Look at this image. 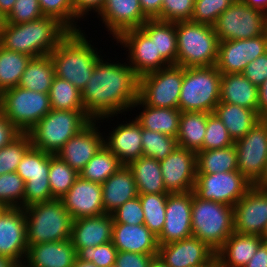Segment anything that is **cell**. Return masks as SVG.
I'll return each instance as SVG.
<instances>
[{"label": "cell", "mask_w": 267, "mask_h": 267, "mask_svg": "<svg viewBox=\"0 0 267 267\" xmlns=\"http://www.w3.org/2000/svg\"><path fill=\"white\" fill-rule=\"evenodd\" d=\"M192 191L169 193L165 208V224L157 237L158 244L180 241L192 236Z\"/></svg>", "instance_id": "20"}, {"label": "cell", "mask_w": 267, "mask_h": 267, "mask_svg": "<svg viewBox=\"0 0 267 267\" xmlns=\"http://www.w3.org/2000/svg\"><path fill=\"white\" fill-rule=\"evenodd\" d=\"M235 144L222 149L196 153L197 174H213L238 170Z\"/></svg>", "instance_id": "38"}, {"label": "cell", "mask_w": 267, "mask_h": 267, "mask_svg": "<svg viewBox=\"0 0 267 267\" xmlns=\"http://www.w3.org/2000/svg\"><path fill=\"white\" fill-rule=\"evenodd\" d=\"M192 236L215 252L234 232L233 207L199 198L192 190Z\"/></svg>", "instance_id": "6"}, {"label": "cell", "mask_w": 267, "mask_h": 267, "mask_svg": "<svg viewBox=\"0 0 267 267\" xmlns=\"http://www.w3.org/2000/svg\"><path fill=\"white\" fill-rule=\"evenodd\" d=\"M257 114L261 119H267V79L259 87Z\"/></svg>", "instance_id": "60"}, {"label": "cell", "mask_w": 267, "mask_h": 267, "mask_svg": "<svg viewBox=\"0 0 267 267\" xmlns=\"http://www.w3.org/2000/svg\"><path fill=\"white\" fill-rule=\"evenodd\" d=\"M238 171L252 184L262 175L267 162V119H261L235 141Z\"/></svg>", "instance_id": "15"}, {"label": "cell", "mask_w": 267, "mask_h": 267, "mask_svg": "<svg viewBox=\"0 0 267 267\" xmlns=\"http://www.w3.org/2000/svg\"><path fill=\"white\" fill-rule=\"evenodd\" d=\"M259 88L242 73L221 74L220 102L258 110Z\"/></svg>", "instance_id": "32"}, {"label": "cell", "mask_w": 267, "mask_h": 267, "mask_svg": "<svg viewBox=\"0 0 267 267\" xmlns=\"http://www.w3.org/2000/svg\"><path fill=\"white\" fill-rule=\"evenodd\" d=\"M246 5L267 14V0H242Z\"/></svg>", "instance_id": "61"}, {"label": "cell", "mask_w": 267, "mask_h": 267, "mask_svg": "<svg viewBox=\"0 0 267 267\" xmlns=\"http://www.w3.org/2000/svg\"><path fill=\"white\" fill-rule=\"evenodd\" d=\"M159 163L164 185L169 193H185L194 189L197 176L194 151L177 146Z\"/></svg>", "instance_id": "18"}, {"label": "cell", "mask_w": 267, "mask_h": 267, "mask_svg": "<svg viewBox=\"0 0 267 267\" xmlns=\"http://www.w3.org/2000/svg\"><path fill=\"white\" fill-rule=\"evenodd\" d=\"M98 15L114 41L122 32L140 28L149 19L139 0H105Z\"/></svg>", "instance_id": "22"}, {"label": "cell", "mask_w": 267, "mask_h": 267, "mask_svg": "<svg viewBox=\"0 0 267 267\" xmlns=\"http://www.w3.org/2000/svg\"><path fill=\"white\" fill-rule=\"evenodd\" d=\"M157 255L118 251L114 267H149Z\"/></svg>", "instance_id": "55"}, {"label": "cell", "mask_w": 267, "mask_h": 267, "mask_svg": "<svg viewBox=\"0 0 267 267\" xmlns=\"http://www.w3.org/2000/svg\"><path fill=\"white\" fill-rule=\"evenodd\" d=\"M113 224L112 215L107 213L73 220L70 241L76 252L112 241Z\"/></svg>", "instance_id": "25"}, {"label": "cell", "mask_w": 267, "mask_h": 267, "mask_svg": "<svg viewBox=\"0 0 267 267\" xmlns=\"http://www.w3.org/2000/svg\"><path fill=\"white\" fill-rule=\"evenodd\" d=\"M122 166L120 160L104 144L79 172V176L84 180L103 184Z\"/></svg>", "instance_id": "40"}, {"label": "cell", "mask_w": 267, "mask_h": 267, "mask_svg": "<svg viewBox=\"0 0 267 267\" xmlns=\"http://www.w3.org/2000/svg\"><path fill=\"white\" fill-rule=\"evenodd\" d=\"M140 106L143 109L134 119L142 128L177 138L181 115L178 108L151 107L138 98L131 107V111L136 107L140 109Z\"/></svg>", "instance_id": "31"}, {"label": "cell", "mask_w": 267, "mask_h": 267, "mask_svg": "<svg viewBox=\"0 0 267 267\" xmlns=\"http://www.w3.org/2000/svg\"><path fill=\"white\" fill-rule=\"evenodd\" d=\"M216 252L197 237L159 245L157 257L167 267H192L207 262Z\"/></svg>", "instance_id": "24"}, {"label": "cell", "mask_w": 267, "mask_h": 267, "mask_svg": "<svg viewBox=\"0 0 267 267\" xmlns=\"http://www.w3.org/2000/svg\"><path fill=\"white\" fill-rule=\"evenodd\" d=\"M148 36H155V47L170 65H177L176 22L148 19L140 27Z\"/></svg>", "instance_id": "35"}, {"label": "cell", "mask_w": 267, "mask_h": 267, "mask_svg": "<svg viewBox=\"0 0 267 267\" xmlns=\"http://www.w3.org/2000/svg\"><path fill=\"white\" fill-rule=\"evenodd\" d=\"M234 143L220 118L215 113H207L203 150L222 149Z\"/></svg>", "instance_id": "47"}, {"label": "cell", "mask_w": 267, "mask_h": 267, "mask_svg": "<svg viewBox=\"0 0 267 267\" xmlns=\"http://www.w3.org/2000/svg\"><path fill=\"white\" fill-rule=\"evenodd\" d=\"M14 267H28L25 263L16 264Z\"/></svg>", "instance_id": "70"}, {"label": "cell", "mask_w": 267, "mask_h": 267, "mask_svg": "<svg viewBox=\"0 0 267 267\" xmlns=\"http://www.w3.org/2000/svg\"><path fill=\"white\" fill-rule=\"evenodd\" d=\"M149 267H167L158 257H156Z\"/></svg>", "instance_id": "67"}, {"label": "cell", "mask_w": 267, "mask_h": 267, "mask_svg": "<svg viewBox=\"0 0 267 267\" xmlns=\"http://www.w3.org/2000/svg\"><path fill=\"white\" fill-rule=\"evenodd\" d=\"M169 193L139 194L144 214V225L158 237L165 224V208Z\"/></svg>", "instance_id": "41"}, {"label": "cell", "mask_w": 267, "mask_h": 267, "mask_svg": "<svg viewBox=\"0 0 267 267\" xmlns=\"http://www.w3.org/2000/svg\"><path fill=\"white\" fill-rule=\"evenodd\" d=\"M43 17L39 0H16L10 14L6 17V23L20 24Z\"/></svg>", "instance_id": "52"}, {"label": "cell", "mask_w": 267, "mask_h": 267, "mask_svg": "<svg viewBox=\"0 0 267 267\" xmlns=\"http://www.w3.org/2000/svg\"><path fill=\"white\" fill-rule=\"evenodd\" d=\"M261 238L263 239L265 243H267V225H266L264 232L261 235Z\"/></svg>", "instance_id": "69"}, {"label": "cell", "mask_w": 267, "mask_h": 267, "mask_svg": "<svg viewBox=\"0 0 267 267\" xmlns=\"http://www.w3.org/2000/svg\"><path fill=\"white\" fill-rule=\"evenodd\" d=\"M219 42L254 38L267 31V14L236 0L213 25Z\"/></svg>", "instance_id": "10"}, {"label": "cell", "mask_w": 267, "mask_h": 267, "mask_svg": "<svg viewBox=\"0 0 267 267\" xmlns=\"http://www.w3.org/2000/svg\"><path fill=\"white\" fill-rule=\"evenodd\" d=\"M26 233L24 208H6L0 214V256L24 263L28 252Z\"/></svg>", "instance_id": "19"}, {"label": "cell", "mask_w": 267, "mask_h": 267, "mask_svg": "<svg viewBox=\"0 0 267 267\" xmlns=\"http://www.w3.org/2000/svg\"><path fill=\"white\" fill-rule=\"evenodd\" d=\"M143 13L149 19H157L161 21V8L163 0H139Z\"/></svg>", "instance_id": "58"}, {"label": "cell", "mask_w": 267, "mask_h": 267, "mask_svg": "<svg viewBox=\"0 0 267 267\" xmlns=\"http://www.w3.org/2000/svg\"><path fill=\"white\" fill-rule=\"evenodd\" d=\"M127 166L133 173L138 194L169 193L164 185L160 163L155 158L142 155Z\"/></svg>", "instance_id": "34"}, {"label": "cell", "mask_w": 267, "mask_h": 267, "mask_svg": "<svg viewBox=\"0 0 267 267\" xmlns=\"http://www.w3.org/2000/svg\"><path fill=\"white\" fill-rule=\"evenodd\" d=\"M101 187L103 209L107 214L139 195L133 173L127 165L120 167Z\"/></svg>", "instance_id": "30"}, {"label": "cell", "mask_w": 267, "mask_h": 267, "mask_svg": "<svg viewBox=\"0 0 267 267\" xmlns=\"http://www.w3.org/2000/svg\"><path fill=\"white\" fill-rule=\"evenodd\" d=\"M79 177V173L55 154H50L49 185L53 199H61Z\"/></svg>", "instance_id": "43"}, {"label": "cell", "mask_w": 267, "mask_h": 267, "mask_svg": "<svg viewBox=\"0 0 267 267\" xmlns=\"http://www.w3.org/2000/svg\"><path fill=\"white\" fill-rule=\"evenodd\" d=\"M235 142L244 137L261 120L257 112L235 104L219 102L214 112Z\"/></svg>", "instance_id": "33"}, {"label": "cell", "mask_w": 267, "mask_h": 267, "mask_svg": "<svg viewBox=\"0 0 267 267\" xmlns=\"http://www.w3.org/2000/svg\"><path fill=\"white\" fill-rule=\"evenodd\" d=\"M176 37L177 65L184 68L216 65L219 40L213 26L178 21Z\"/></svg>", "instance_id": "4"}, {"label": "cell", "mask_w": 267, "mask_h": 267, "mask_svg": "<svg viewBox=\"0 0 267 267\" xmlns=\"http://www.w3.org/2000/svg\"><path fill=\"white\" fill-rule=\"evenodd\" d=\"M183 67L169 65L139 78V98L148 106L178 108Z\"/></svg>", "instance_id": "11"}, {"label": "cell", "mask_w": 267, "mask_h": 267, "mask_svg": "<svg viewBox=\"0 0 267 267\" xmlns=\"http://www.w3.org/2000/svg\"><path fill=\"white\" fill-rule=\"evenodd\" d=\"M39 5L44 16L56 19L69 32H74L73 0H39Z\"/></svg>", "instance_id": "48"}, {"label": "cell", "mask_w": 267, "mask_h": 267, "mask_svg": "<svg viewBox=\"0 0 267 267\" xmlns=\"http://www.w3.org/2000/svg\"><path fill=\"white\" fill-rule=\"evenodd\" d=\"M139 98V77L126 62L98 60L81 91L86 114L103 122L128 112ZM103 120V121H102Z\"/></svg>", "instance_id": "1"}, {"label": "cell", "mask_w": 267, "mask_h": 267, "mask_svg": "<svg viewBox=\"0 0 267 267\" xmlns=\"http://www.w3.org/2000/svg\"><path fill=\"white\" fill-rule=\"evenodd\" d=\"M242 74L259 88L267 79V52L248 63Z\"/></svg>", "instance_id": "54"}, {"label": "cell", "mask_w": 267, "mask_h": 267, "mask_svg": "<svg viewBox=\"0 0 267 267\" xmlns=\"http://www.w3.org/2000/svg\"><path fill=\"white\" fill-rule=\"evenodd\" d=\"M206 112H181L177 144L179 147L194 151H203L206 132Z\"/></svg>", "instance_id": "36"}, {"label": "cell", "mask_w": 267, "mask_h": 267, "mask_svg": "<svg viewBox=\"0 0 267 267\" xmlns=\"http://www.w3.org/2000/svg\"><path fill=\"white\" fill-rule=\"evenodd\" d=\"M266 52L267 31L254 38L221 41L215 66L221 74L242 73L248 63Z\"/></svg>", "instance_id": "16"}, {"label": "cell", "mask_w": 267, "mask_h": 267, "mask_svg": "<svg viewBox=\"0 0 267 267\" xmlns=\"http://www.w3.org/2000/svg\"><path fill=\"white\" fill-rule=\"evenodd\" d=\"M253 186L238 170L197 174L193 192L201 199L234 206Z\"/></svg>", "instance_id": "13"}, {"label": "cell", "mask_w": 267, "mask_h": 267, "mask_svg": "<svg viewBox=\"0 0 267 267\" xmlns=\"http://www.w3.org/2000/svg\"><path fill=\"white\" fill-rule=\"evenodd\" d=\"M112 243L118 251L158 254L157 237L144 225L114 223Z\"/></svg>", "instance_id": "28"}, {"label": "cell", "mask_w": 267, "mask_h": 267, "mask_svg": "<svg viewBox=\"0 0 267 267\" xmlns=\"http://www.w3.org/2000/svg\"><path fill=\"white\" fill-rule=\"evenodd\" d=\"M244 267H267V243L263 242Z\"/></svg>", "instance_id": "59"}, {"label": "cell", "mask_w": 267, "mask_h": 267, "mask_svg": "<svg viewBox=\"0 0 267 267\" xmlns=\"http://www.w3.org/2000/svg\"><path fill=\"white\" fill-rule=\"evenodd\" d=\"M234 232L261 236L267 225V190L254 185L233 206Z\"/></svg>", "instance_id": "17"}, {"label": "cell", "mask_w": 267, "mask_h": 267, "mask_svg": "<svg viewBox=\"0 0 267 267\" xmlns=\"http://www.w3.org/2000/svg\"><path fill=\"white\" fill-rule=\"evenodd\" d=\"M141 138L143 155L157 161L165 159L178 146L176 138L145 128H142Z\"/></svg>", "instance_id": "44"}, {"label": "cell", "mask_w": 267, "mask_h": 267, "mask_svg": "<svg viewBox=\"0 0 267 267\" xmlns=\"http://www.w3.org/2000/svg\"><path fill=\"white\" fill-rule=\"evenodd\" d=\"M100 126L98 120H92L72 136L55 155L79 173L104 145L105 135L101 133Z\"/></svg>", "instance_id": "21"}, {"label": "cell", "mask_w": 267, "mask_h": 267, "mask_svg": "<svg viewBox=\"0 0 267 267\" xmlns=\"http://www.w3.org/2000/svg\"><path fill=\"white\" fill-rule=\"evenodd\" d=\"M69 31L52 17L20 24L6 23L0 45L32 58L49 55Z\"/></svg>", "instance_id": "2"}, {"label": "cell", "mask_w": 267, "mask_h": 267, "mask_svg": "<svg viewBox=\"0 0 267 267\" xmlns=\"http://www.w3.org/2000/svg\"><path fill=\"white\" fill-rule=\"evenodd\" d=\"M124 50L129 51L126 61L140 78L170 64L156 52L155 36H148L141 28L122 32L116 39Z\"/></svg>", "instance_id": "14"}, {"label": "cell", "mask_w": 267, "mask_h": 267, "mask_svg": "<svg viewBox=\"0 0 267 267\" xmlns=\"http://www.w3.org/2000/svg\"><path fill=\"white\" fill-rule=\"evenodd\" d=\"M91 121L85 110L51 109L28 133L33 147L56 154Z\"/></svg>", "instance_id": "7"}, {"label": "cell", "mask_w": 267, "mask_h": 267, "mask_svg": "<svg viewBox=\"0 0 267 267\" xmlns=\"http://www.w3.org/2000/svg\"><path fill=\"white\" fill-rule=\"evenodd\" d=\"M220 81L221 73L216 66L183 67L178 109L213 113L220 102Z\"/></svg>", "instance_id": "8"}, {"label": "cell", "mask_w": 267, "mask_h": 267, "mask_svg": "<svg viewBox=\"0 0 267 267\" xmlns=\"http://www.w3.org/2000/svg\"><path fill=\"white\" fill-rule=\"evenodd\" d=\"M61 201L73 220L104 214L101 184L80 176Z\"/></svg>", "instance_id": "23"}, {"label": "cell", "mask_w": 267, "mask_h": 267, "mask_svg": "<svg viewBox=\"0 0 267 267\" xmlns=\"http://www.w3.org/2000/svg\"><path fill=\"white\" fill-rule=\"evenodd\" d=\"M51 109L48 93L19 86L0 93V112L21 133H28Z\"/></svg>", "instance_id": "9"}, {"label": "cell", "mask_w": 267, "mask_h": 267, "mask_svg": "<svg viewBox=\"0 0 267 267\" xmlns=\"http://www.w3.org/2000/svg\"><path fill=\"white\" fill-rule=\"evenodd\" d=\"M15 2L16 0H0V12L7 17L10 14Z\"/></svg>", "instance_id": "62"}, {"label": "cell", "mask_w": 267, "mask_h": 267, "mask_svg": "<svg viewBox=\"0 0 267 267\" xmlns=\"http://www.w3.org/2000/svg\"><path fill=\"white\" fill-rule=\"evenodd\" d=\"M118 250L112 241L96 247L82 248L77 253V258L93 262L98 267H114Z\"/></svg>", "instance_id": "50"}, {"label": "cell", "mask_w": 267, "mask_h": 267, "mask_svg": "<svg viewBox=\"0 0 267 267\" xmlns=\"http://www.w3.org/2000/svg\"><path fill=\"white\" fill-rule=\"evenodd\" d=\"M6 209V207L5 206H3V205H0V214L4 211Z\"/></svg>", "instance_id": "71"}, {"label": "cell", "mask_w": 267, "mask_h": 267, "mask_svg": "<svg viewBox=\"0 0 267 267\" xmlns=\"http://www.w3.org/2000/svg\"><path fill=\"white\" fill-rule=\"evenodd\" d=\"M5 25H6V17L0 12V38Z\"/></svg>", "instance_id": "68"}, {"label": "cell", "mask_w": 267, "mask_h": 267, "mask_svg": "<svg viewBox=\"0 0 267 267\" xmlns=\"http://www.w3.org/2000/svg\"><path fill=\"white\" fill-rule=\"evenodd\" d=\"M55 77L50 55L32 58L20 78L18 86L31 91L49 93Z\"/></svg>", "instance_id": "37"}, {"label": "cell", "mask_w": 267, "mask_h": 267, "mask_svg": "<svg viewBox=\"0 0 267 267\" xmlns=\"http://www.w3.org/2000/svg\"><path fill=\"white\" fill-rule=\"evenodd\" d=\"M21 132L0 112V149L5 147Z\"/></svg>", "instance_id": "57"}, {"label": "cell", "mask_w": 267, "mask_h": 267, "mask_svg": "<svg viewBox=\"0 0 267 267\" xmlns=\"http://www.w3.org/2000/svg\"><path fill=\"white\" fill-rule=\"evenodd\" d=\"M129 122V123H128ZM125 124H117L104 136L105 146L120 160L123 165L137 160L143 155L142 127L133 118Z\"/></svg>", "instance_id": "26"}, {"label": "cell", "mask_w": 267, "mask_h": 267, "mask_svg": "<svg viewBox=\"0 0 267 267\" xmlns=\"http://www.w3.org/2000/svg\"><path fill=\"white\" fill-rule=\"evenodd\" d=\"M50 153L31 146L17 167V174L25 181L24 208L53 200L49 185Z\"/></svg>", "instance_id": "12"}, {"label": "cell", "mask_w": 267, "mask_h": 267, "mask_svg": "<svg viewBox=\"0 0 267 267\" xmlns=\"http://www.w3.org/2000/svg\"><path fill=\"white\" fill-rule=\"evenodd\" d=\"M73 267H98L93 262L89 261H83L78 258H76Z\"/></svg>", "instance_id": "65"}, {"label": "cell", "mask_w": 267, "mask_h": 267, "mask_svg": "<svg viewBox=\"0 0 267 267\" xmlns=\"http://www.w3.org/2000/svg\"><path fill=\"white\" fill-rule=\"evenodd\" d=\"M16 265L12 260L0 256V267H14Z\"/></svg>", "instance_id": "66"}, {"label": "cell", "mask_w": 267, "mask_h": 267, "mask_svg": "<svg viewBox=\"0 0 267 267\" xmlns=\"http://www.w3.org/2000/svg\"><path fill=\"white\" fill-rule=\"evenodd\" d=\"M253 185L259 189L267 190V162L262 175Z\"/></svg>", "instance_id": "63"}, {"label": "cell", "mask_w": 267, "mask_h": 267, "mask_svg": "<svg viewBox=\"0 0 267 267\" xmlns=\"http://www.w3.org/2000/svg\"><path fill=\"white\" fill-rule=\"evenodd\" d=\"M105 0H73V9H74V32L82 31L79 25H77L78 20H85L89 11L98 14L103 8ZM78 27V28H77Z\"/></svg>", "instance_id": "56"}, {"label": "cell", "mask_w": 267, "mask_h": 267, "mask_svg": "<svg viewBox=\"0 0 267 267\" xmlns=\"http://www.w3.org/2000/svg\"><path fill=\"white\" fill-rule=\"evenodd\" d=\"M236 0H195L191 21L213 26L218 17Z\"/></svg>", "instance_id": "49"}, {"label": "cell", "mask_w": 267, "mask_h": 267, "mask_svg": "<svg viewBox=\"0 0 267 267\" xmlns=\"http://www.w3.org/2000/svg\"><path fill=\"white\" fill-rule=\"evenodd\" d=\"M32 57L0 45V93L17 87Z\"/></svg>", "instance_id": "39"}, {"label": "cell", "mask_w": 267, "mask_h": 267, "mask_svg": "<svg viewBox=\"0 0 267 267\" xmlns=\"http://www.w3.org/2000/svg\"><path fill=\"white\" fill-rule=\"evenodd\" d=\"M25 181L17 172L0 175V205L24 208Z\"/></svg>", "instance_id": "46"}, {"label": "cell", "mask_w": 267, "mask_h": 267, "mask_svg": "<svg viewBox=\"0 0 267 267\" xmlns=\"http://www.w3.org/2000/svg\"><path fill=\"white\" fill-rule=\"evenodd\" d=\"M195 0H163L161 21L178 22L191 20Z\"/></svg>", "instance_id": "51"}, {"label": "cell", "mask_w": 267, "mask_h": 267, "mask_svg": "<svg viewBox=\"0 0 267 267\" xmlns=\"http://www.w3.org/2000/svg\"><path fill=\"white\" fill-rule=\"evenodd\" d=\"M77 252L70 239L28 245V267H73Z\"/></svg>", "instance_id": "27"}, {"label": "cell", "mask_w": 267, "mask_h": 267, "mask_svg": "<svg viewBox=\"0 0 267 267\" xmlns=\"http://www.w3.org/2000/svg\"><path fill=\"white\" fill-rule=\"evenodd\" d=\"M114 223L144 224L143 208L139 196L126 201L111 213Z\"/></svg>", "instance_id": "53"}, {"label": "cell", "mask_w": 267, "mask_h": 267, "mask_svg": "<svg viewBox=\"0 0 267 267\" xmlns=\"http://www.w3.org/2000/svg\"><path fill=\"white\" fill-rule=\"evenodd\" d=\"M24 211L28 245L70 239L73 218L61 199L33 204Z\"/></svg>", "instance_id": "5"}, {"label": "cell", "mask_w": 267, "mask_h": 267, "mask_svg": "<svg viewBox=\"0 0 267 267\" xmlns=\"http://www.w3.org/2000/svg\"><path fill=\"white\" fill-rule=\"evenodd\" d=\"M83 31L69 32L49 54L55 76L71 82L80 91L84 89L96 63L102 57Z\"/></svg>", "instance_id": "3"}, {"label": "cell", "mask_w": 267, "mask_h": 267, "mask_svg": "<svg viewBox=\"0 0 267 267\" xmlns=\"http://www.w3.org/2000/svg\"><path fill=\"white\" fill-rule=\"evenodd\" d=\"M32 146L29 133H20L5 147L0 149V175L16 172L19 162Z\"/></svg>", "instance_id": "45"}, {"label": "cell", "mask_w": 267, "mask_h": 267, "mask_svg": "<svg viewBox=\"0 0 267 267\" xmlns=\"http://www.w3.org/2000/svg\"><path fill=\"white\" fill-rule=\"evenodd\" d=\"M192 267H218L216 253L207 262Z\"/></svg>", "instance_id": "64"}, {"label": "cell", "mask_w": 267, "mask_h": 267, "mask_svg": "<svg viewBox=\"0 0 267 267\" xmlns=\"http://www.w3.org/2000/svg\"><path fill=\"white\" fill-rule=\"evenodd\" d=\"M263 242L261 236L233 232L216 251L218 267H244Z\"/></svg>", "instance_id": "29"}, {"label": "cell", "mask_w": 267, "mask_h": 267, "mask_svg": "<svg viewBox=\"0 0 267 267\" xmlns=\"http://www.w3.org/2000/svg\"><path fill=\"white\" fill-rule=\"evenodd\" d=\"M48 94L52 109L85 110L81 99V91L69 81L55 76Z\"/></svg>", "instance_id": "42"}]
</instances>
